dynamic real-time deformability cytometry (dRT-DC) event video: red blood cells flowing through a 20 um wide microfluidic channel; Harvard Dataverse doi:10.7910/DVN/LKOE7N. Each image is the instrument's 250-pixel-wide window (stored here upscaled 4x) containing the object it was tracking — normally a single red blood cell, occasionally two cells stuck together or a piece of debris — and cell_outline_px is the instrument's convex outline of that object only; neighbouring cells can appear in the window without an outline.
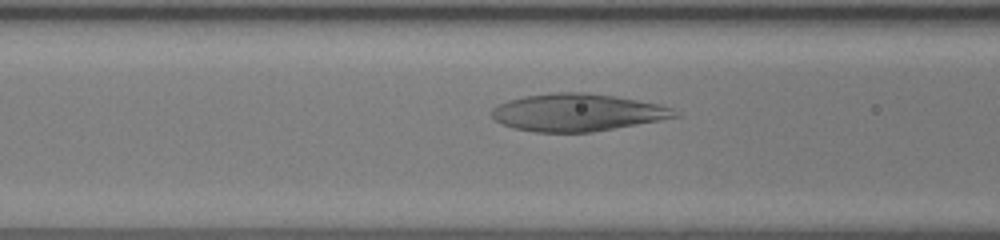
{"species": "human", "species_latin": "Homo sapiens", "temperature_condition": "room temperature", "stored_images_in_passage": 39, "camera_frame_rate_fps": 3000, "um_per_image_px": 0.085, "donor": {"sex": "female"}, "frame": {"image": 1, "passage_image": 17, "time_ms": 5.333, "image_size_px": [1000, 240], "cell_outline_px": [[680, 116], [660, 120], [592, 132], [536, 132], [512, 128], [496, 120], [492, 116], [492, 108], [508, 100], [524, 96], [548, 92], [588, 92], [660, 104], [672, 108], [680, 112]], "centroid_in_image_um": [49.08, 9.55], "position_along_channel_um": 117.5, "area_um2": 39.88}}
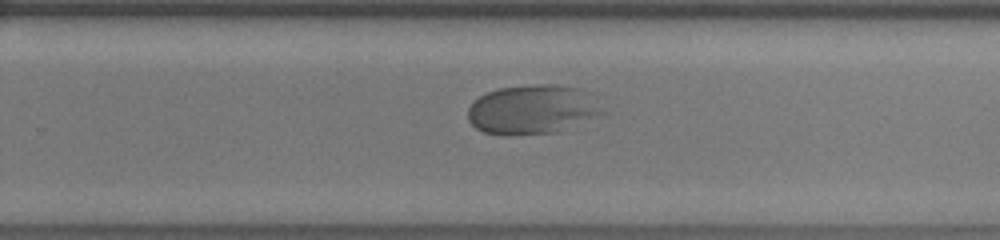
{"frame": {"image": 2, "passage_image": 29, "time_ms": 9.333, "image_size_px": [1000, 240], "cell_outline_px": [[608, 112], [556, 132], [512, 136], [504, 136], [484, 132], [476, 128], [468, 120], [468, 108], [480, 96], [488, 92], [500, 88], [532, 84], [556, 84], [584, 88]], "centroid_in_image_um": [45.29, 9.3], "position_along_channel_um": 284.5, "area_um2": 39.07}}
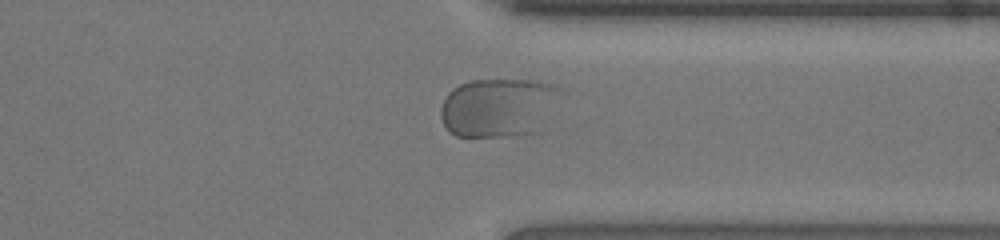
{"frame": {"image": 3, "passage_image": 35, "time_ms": 11.333, "image_size_px": [1000, 240], "cell_outline_px": [[564, 88], [544, 132], [528, 136], [456, 136], [448, 132], [440, 116], [440, 108], [448, 92], [452, 88], [468, 80], [532, 80], [552, 84]], "centroid_in_image_um": [42.46, 9.16], "position_along_channel_um": 368.9, "area_um2": 42.66}}